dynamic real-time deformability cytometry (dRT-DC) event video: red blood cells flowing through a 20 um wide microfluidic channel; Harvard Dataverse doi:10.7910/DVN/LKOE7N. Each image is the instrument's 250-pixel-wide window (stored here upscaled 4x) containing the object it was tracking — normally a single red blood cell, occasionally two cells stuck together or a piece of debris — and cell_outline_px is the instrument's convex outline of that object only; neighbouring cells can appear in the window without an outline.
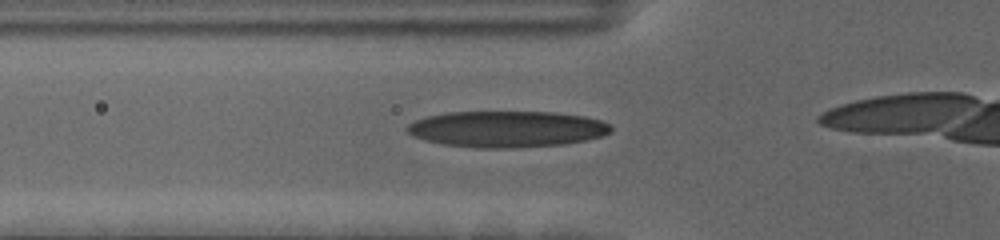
{"species": "human", "species_latin": "Homo sapiens", "temperature_condition": "cold", "stored_images_in_passage": 20, "camera_frame_rate_fps": 3000, "um_per_image_px": 0.085, "donor": {"sex": "female"}, "frame": {"image": 1, "passage_image": 11, "time_ms": 3.333, "image_size_px": [1000, 240], "cell_outline_px": [[612, 128], [608, 132], [600, 136], [588, 140], [564, 144], [512, 148], [480, 148], [444, 144], [424, 140], [412, 136], [404, 128], [408, 124], [416, 120], [428, 116], [448, 112], [552, 112], [584, 116], [600, 120], [608, 124]], "centroid_in_image_um": [43.05, 10.97], "position_along_channel_um": 82.8, "area_um2": 43.0}}
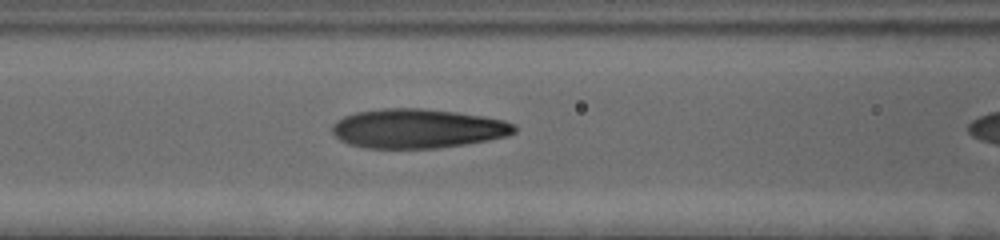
{"frame": {"image": 2, "passage_image": 15, "time_ms": 4.667, "image_size_px": [1000, 240], "cell_outline_px": [[516, 132], [508, 136], [488, 140], [464, 144], [436, 148], [364, 148], [348, 144], [340, 140], [332, 132], [332, 124], [336, 120], [344, 116], [356, 112], [384, 108], [420, 108], [456, 112], [484, 116], [504, 120], [516, 124]], "centroid_in_image_um": [35.49, 10.92], "position_along_channel_um": 131.1, "area_um2": 41.91}}
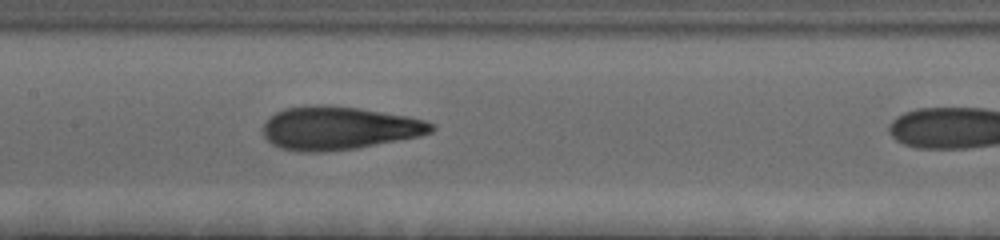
{"frame": {"image": 3, "passage_image": 19, "time_ms": 6.0, "image_size_px": [1000, 240], "cell_outline_px": [[436, 128], [432, 132], [420, 136], [356, 148], [324, 152], [296, 152], [280, 148], [272, 144], [264, 136], [264, 124], [276, 112], [284, 108], [316, 104], [324, 104], [356, 108], [408, 116], [424, 120], [436, 124]], "centroid_in_image_um": [28.81, 10.89], "position_along_channel_um": 178.6, "area_um2": 42.43}}